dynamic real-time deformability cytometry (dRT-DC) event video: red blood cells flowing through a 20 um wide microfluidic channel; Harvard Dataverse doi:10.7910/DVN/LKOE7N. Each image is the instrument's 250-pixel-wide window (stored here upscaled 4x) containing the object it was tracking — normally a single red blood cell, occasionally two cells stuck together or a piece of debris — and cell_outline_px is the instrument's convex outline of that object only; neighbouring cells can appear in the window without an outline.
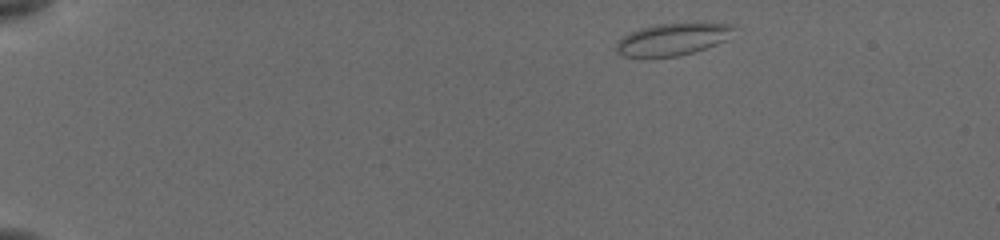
{"species": "common noctule bat (a hibernating species)", "species_latin": "Nyctalus noctula", "temperature_condition": "cold", "stored_images_in_passage": 46, "camera_frame_rate_fps": 3000, "um_per_image_px": 0.085, "animal": {"sex": "female", "body_mass_g": 19.5, "forearm_length_mm": 54.1}, "frame": {"image": 1, "passage_image": 1, "time_ms": 0.0, "image_size_px": [1000, 240], "cell_outline_px": [[732, 28], [724, 40], [716, 44], [680, 56], [624, 56], [616, 52], [616, 44], [628, 32], [640, 28], [660, 24], [732, 24]], "centroid_in_image_um": [57.07, 3.35], "position_along_channel_um": 27.9, "area_um2": 21.04}}
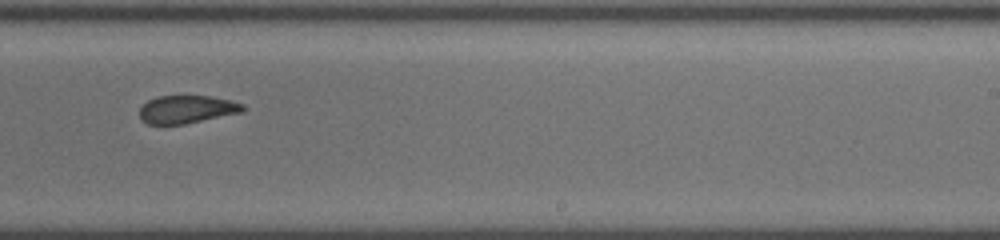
{"frame": {"image": 2, "passage_image": 28, "time_ms": 9.0, "image_size_px": [1000, 240], "cell_outline_px": [[248, 108], [240, 112], [184, 124], [148, 124], [140, 120], [140, 108], [148, 100], [156, 96], [212, 96], [244, 104]], "centroid_in_image_um": [15.86, 9.29], "position_along_channel_um": 273.1, "area_um2": 16.7}}
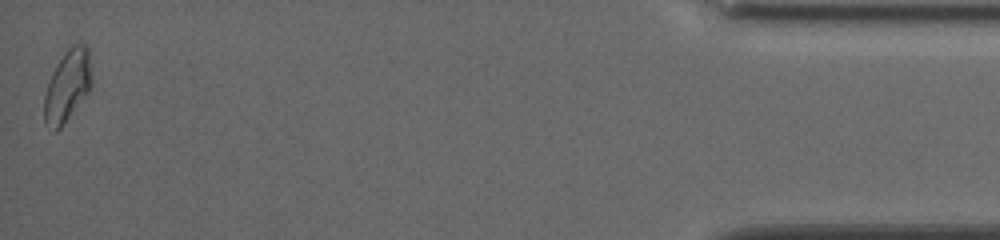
{"frame": {"image": 3, "passage_image": 46, "time_ms": 15.0, "image_size_px": [1000, 240], "cell_outline_px": [[92, 88], [60, 128], [56, 132], [44, 124], [44, 96], [48, 80], [56, 64], [68, 48], [72, 44], [84, 44], [88, 48], [92, 72]], "centroid_in_image_um": [5.73, 7.29], "position_along_channel_um": 429.5, "area_um2": 20.06}, "authors_computed_cell_mechanics": {"area_um2": 18.496, "velocity_mm_per_s": 3.8591, "shape_relaxation_time_tau1_ms": null, "shape_relaxation_time_tau2_ms": 1.7044, "deformation_change_tau1": null, "deformation_change_tau2": 0.0581}}